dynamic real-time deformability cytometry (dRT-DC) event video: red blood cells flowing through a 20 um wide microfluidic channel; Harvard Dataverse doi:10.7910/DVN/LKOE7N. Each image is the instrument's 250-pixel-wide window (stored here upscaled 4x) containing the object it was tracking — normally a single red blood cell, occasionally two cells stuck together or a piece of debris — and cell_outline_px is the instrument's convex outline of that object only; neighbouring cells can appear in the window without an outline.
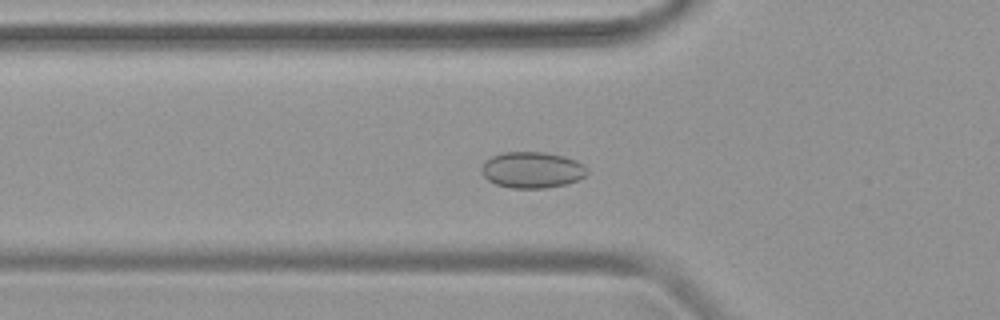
{"species": "common noctule bat (a hibernating species)", "species_latin": "Nyctalus noctula", "temperature_condition": "warm", "stored_images_in_passage": 46, "camera_frame_rate_fps": 3000, "um_per_image_px": 0.085, "animal": {"sex": "female", "body_mass_g": 19.9}, "frame": {"image": 1, "passage_image": 15, "time_ms": 4.667, "image_size_px": [1000, 320], "cell_outline_px": [[588, 172], [584, 176], [576, 180], [564, 184], [544, 188], [512, 188], [496, 184], [488, 180], [480, 172], [480, 168], [484, 160], [500, 152], [544, 152], [564, 156], [576, 160], [584, 164]], "centroid_in_image_um": [45.18, 14.43], "position_along_channel_um": 80.6, "area_um2": 22.37}}
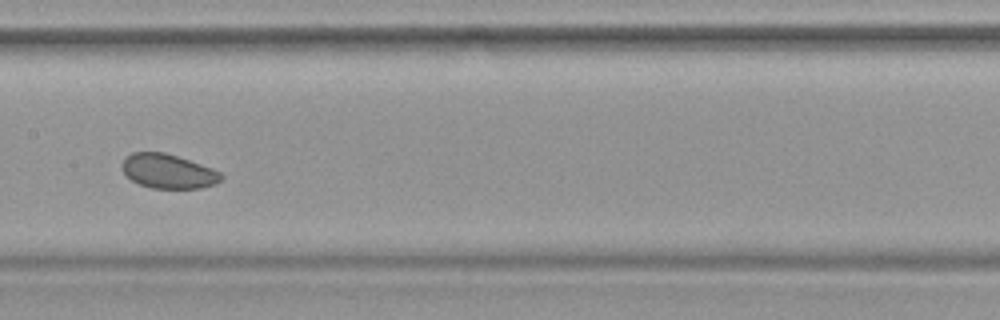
{"frame": {"image": 2, "passage_image": 23, "time_ms": 7.333, "image_size_px": [1000, 320], "cell_outline_px": [[224, 176], [216, 184], [200, 188], [152, 188], [140, 184], [132, 180], [120, 168], [120, 164], [124, 156], [132, 152], [164, 152], [212, 168], [220, 172]], "centroid_in_image_um": [14.26, 14.55], "position_along_channel_um": 193.1, "area_um2": 19.83}}
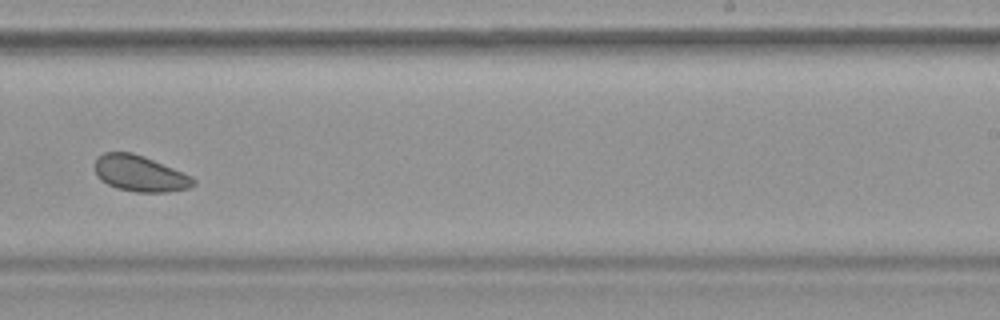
{"frame": {"image": 3, "passage_image": 29, "time_ms": 9.333, "image_size_px": [1000, 320], "cell_outline_px": [[196, 184], [188, 188], [168, 192], [136, 192], [116, 188], [100, 180], [96, 176], [92, 164], [96, 156], [104, 152], [132, 152], [144, 156], [192, 176], [196, 180]], "centroid_in_image_um": [11.83, 14.74], "position_along_channel_um": 277.2, "area_um2": 21.04}}